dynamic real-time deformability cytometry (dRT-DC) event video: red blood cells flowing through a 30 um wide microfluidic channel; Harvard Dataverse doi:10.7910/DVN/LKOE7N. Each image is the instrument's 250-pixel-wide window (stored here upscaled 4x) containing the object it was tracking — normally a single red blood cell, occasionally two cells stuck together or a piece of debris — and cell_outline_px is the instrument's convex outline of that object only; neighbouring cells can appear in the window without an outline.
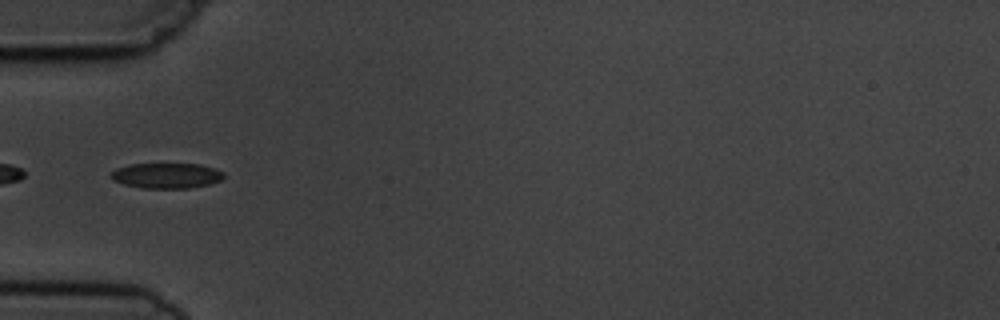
{"species": "common noctule bat (a hibernating species)", "species_latin": "Nyctalus noctula", "temperature_condition": "cold", "stored_images_in_passage": 5, "camera_frame_rate_fps": 3000, "um_per_image_px": 0.085, "animal": {"sex": "male", "body_mass_g": 19.5, "forearm_length_mm": 54.6}, "frame": {"image": 1, "passage_image": 3, "time_ms": 2.333, "image_size_px": [1000, 320], "cell_outline_px": [[224, 176], [220, 180], [208, 184], [188, 188], [140, 188], [124, 184], [112, 180], [108, 176], [116, 168], [128, 164], [200, 164], [224, 172]], "centroid_in_image_um": [14.09, 14.92], "position_along_channel_um": 70.9, "area_um2": 16.65}}
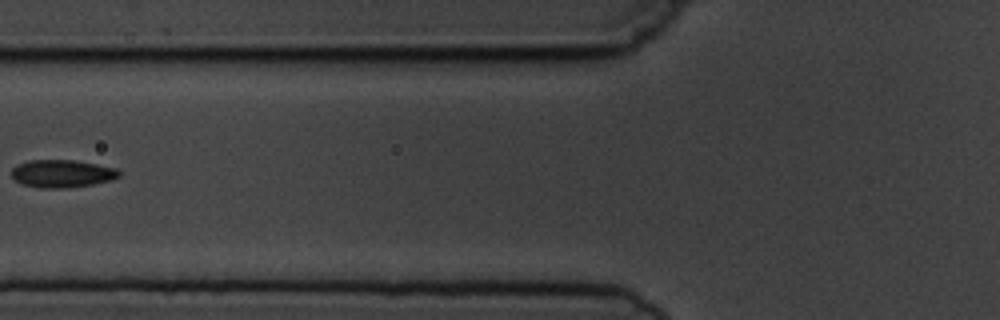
{"frame": {"image": 2, "passage_image": 4, "time_ms": 3.667, "image_size_px": [1000, 320], "cell_outline_px": [[120, 176], [112, 180], [92, 184], [60, 188], [40, 188], [24, 184], [16, 180], [12, 176], [12, 168], [16, 164], [28, 160], [72, 160], [96, 164], [116, 168], [120, 172]], "centroid_in_image_um": [5.26, 14.74], "position_along_channel_um": 120.5, "area_um2": 17.22}}
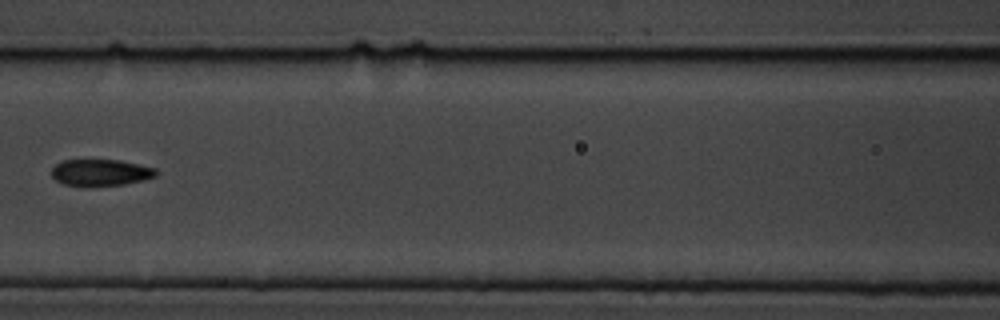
{"frame": {"image": 3, "passage_image": 5, "time_ms": 4.667, "image_size_px": [1000, 320], "cell_outline_px": [[160, 172], [156, 176], [144, 180], [124, 184], [88, 188], [84, 188], [64, 184], [56, 180], [52, 176], [52, 168], [56, 164], [64, 160], [120, 160], [156, 168]], "centroid_in_image_um": [8.57, 14.69], "position_along_channel_um": 158.0, "area_um2": 16.65}}